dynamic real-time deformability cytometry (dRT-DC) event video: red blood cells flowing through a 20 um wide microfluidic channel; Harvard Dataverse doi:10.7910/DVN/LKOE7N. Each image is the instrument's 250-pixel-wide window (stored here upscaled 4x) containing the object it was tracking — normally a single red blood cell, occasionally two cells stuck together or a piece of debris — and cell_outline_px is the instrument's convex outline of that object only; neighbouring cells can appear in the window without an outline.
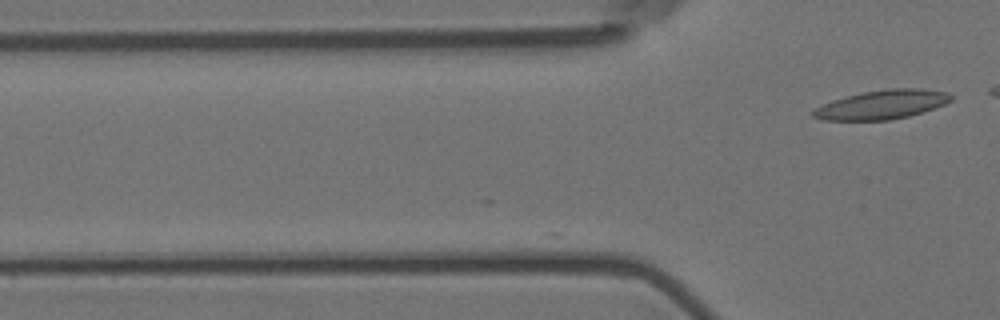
{"species": "Egyptian fruit bat (a non-hibernating species)", "species_latin": "Rousettus aegyptiacus", "temperature_condition": "room temperature", "stored_images_in_passage": 12, "camera_frame_rate_fps": 3000, "um_per_image_px": 0.085, "animal": {"sex": "female"}, "frame": {"image": 1, "passage_image": 12, "time_ms": 3.667, "image_size_px": [1000, 320], "cell_outline_px": [[952, 100], [936, 108], [924, 112], [908, 116], [888, 120], [824, 120], [812, 116], [812, 108], [832, 100], [864, 92], [892, 88], [924, 88], [948, 92], [952, 96]], "centroid_in_image_um": [74.98, 8.89], "position_along_channel_um": 50.8, "area_um2": 23.41}}